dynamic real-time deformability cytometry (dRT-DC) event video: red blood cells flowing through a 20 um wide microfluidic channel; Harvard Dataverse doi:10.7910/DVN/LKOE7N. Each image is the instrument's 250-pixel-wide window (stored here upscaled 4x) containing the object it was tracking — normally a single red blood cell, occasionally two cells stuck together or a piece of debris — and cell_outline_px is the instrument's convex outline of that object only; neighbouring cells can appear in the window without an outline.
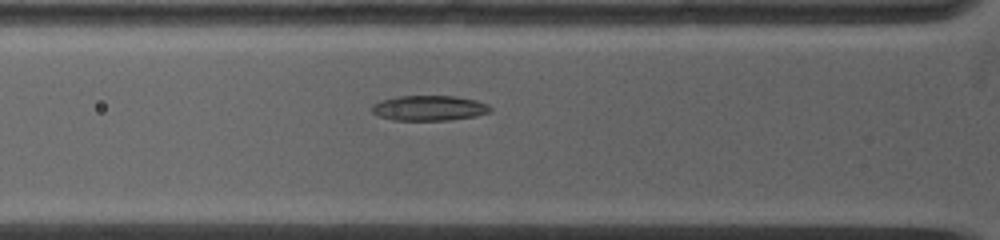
{"species": "common noctule bat (a hibernating species)", "species_latin": "Nyctalus noctula", "temperature_condition": "warm", "stored_images_in_passage": 31, "camera_frame_rate_fps": 5000, "um_per_image_px": 0.085, "animal": {"sex": "female", "body_mass_g": 19.0, "forearm_length_mm": 53.3}, "frame": {"image": 1, "passage_image": 7, "time_ms": 3.0, "image_size_px": [1000, 240], "cell_outline_px": [[492, 112], [476, 116], [448, 120], [392, 120], [380, 116], [372, 112], [372, 104], [380, 100], [400, 96], [456, 96], [476, 100], [488, 104], [492, 108]], "centroid_in_image_um": [36.51, 9.18], "position_along_channel_um": 89.3, "area_um2": 17.46}}
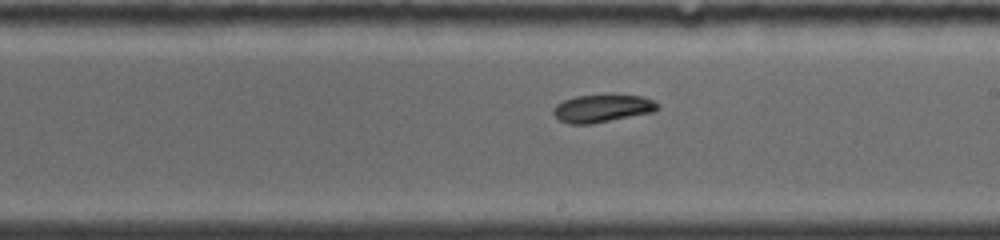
{"frame": {"image": 2, "passage_image": 17, "time_ms": 6.8, "image_size_px": [1000, 240], "cell_outline_px": [[660, 108], [652, 112], [592, 124], [568, 124], [560, 120], [552, 112], [552, 108], [556, 104], [564, 100], [576, 96], [644, 96], [660, 104]], "centroid_in_image_um": [51.18, 9.23], "position_along_channel_um": 237.8, "area_um2": 16.59}}
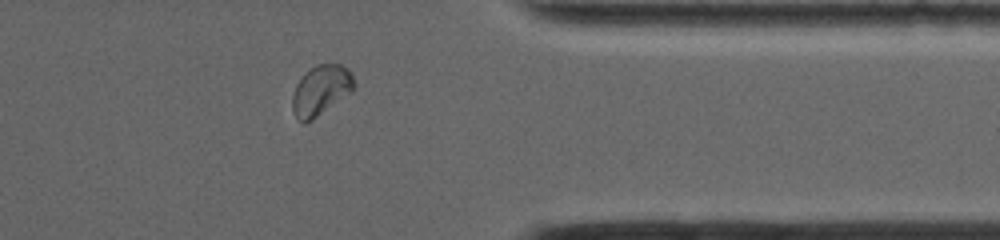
{"frame": {"image": 3, "passage_image": 28, "time_ms": 10.8, "image_size_px": [1000, 240], "cell_outline_px": [[356, 84], [352, 92], [312, 120], [304, 124], [296, 120], [292, 108], [292, 96], [296, 84], [316, 64], [340, 64], [348, 68]], "centroid_in_image_um": [27.28, 7.71], "position_along_channel_um": 384.1, "area_um2": 17.98}, "authors_computed_cell_mechanics": {"area_um2": 17.4556, "velocity_mm_per_s": 3.9119, "shape_relaxation_time_tau1_ms": 8.31, "shape_relaxation_time_tau2_ms": 5.3205, "deformation_change_tau1": 0.1705, "deformation_change_tau2": 0.0878}}